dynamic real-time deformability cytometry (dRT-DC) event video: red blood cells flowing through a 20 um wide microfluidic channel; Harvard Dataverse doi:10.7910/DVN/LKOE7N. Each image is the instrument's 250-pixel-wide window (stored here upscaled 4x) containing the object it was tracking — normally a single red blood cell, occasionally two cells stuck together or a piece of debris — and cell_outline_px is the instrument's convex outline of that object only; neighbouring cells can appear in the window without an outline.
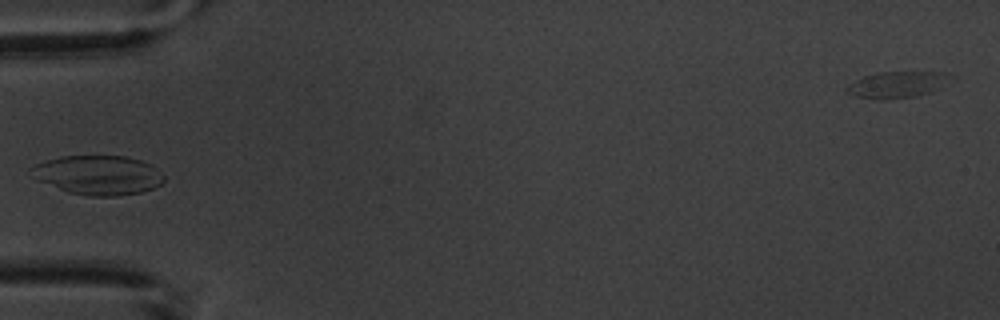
{"species": "common noctule bat (a hibernating species)", "species_latin": "Nyctalus noctula", "temperature_condition": "warm", "stored_images_in_passage": 5, "camera_frame_rate_fps": 3000, "um_per_image_px": 0.085, "animal": {"sex": "male", "body_mass_g": 20.1, "forearm_length_mm": 53.5}, "frame": {"image": 1, "passage_image": 5, "time_ms": 5.667, "image_size_px": [1000, 320], "cell_outline_px": [[164, 180], [160, 184], [152, 188], [140, 192], [116, 196], [88, 196], [68, 192], [36, 180], [28, 168], [36, 164], [60, 156], [124, 156], [140, 160], [152, 164], [164, 176]], "centroid_in_image_um": [8.32, 14.88], "position_along_channel_um": 76.7, "area_um2": 30.35}}